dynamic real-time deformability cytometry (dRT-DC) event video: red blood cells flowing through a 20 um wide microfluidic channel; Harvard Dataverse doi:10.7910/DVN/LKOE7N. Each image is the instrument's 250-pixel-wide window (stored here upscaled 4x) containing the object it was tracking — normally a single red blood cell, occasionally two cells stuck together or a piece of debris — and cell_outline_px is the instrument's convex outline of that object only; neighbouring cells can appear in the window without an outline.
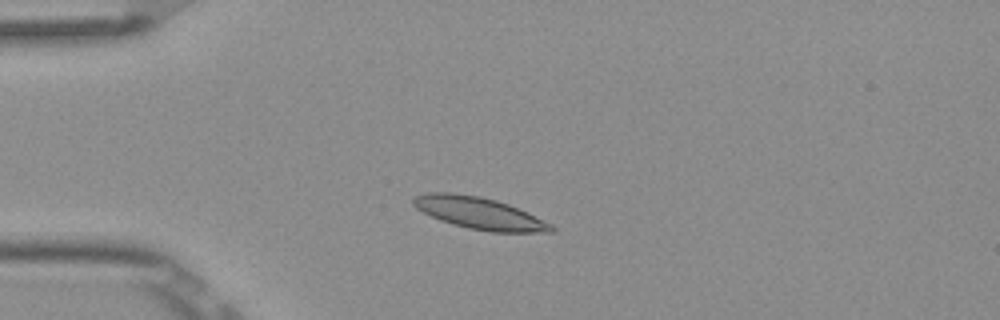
{"species": "Egyptian fruit bat (a non-hibernating species)", "species_latin": "Rousettus aegyptiacus", "temperature_condition": "room temperature", "stored_images_in_passage": 4, "camera_frame_rate_fps": 3000, "um_per_image_px": 0.085, "frame": {"image": 1, "passage_image": 3, "time_ms": 0.667, "image_size_px": [1000, 320], "cell_outline_px": [[556, 228], [552, 232], [492, 232], [468, 228], [452, 224], [440, 220], [416, 208], [412, 204], [412, 200], [416, 196], [428, 192], [452, 192], [480, 196], [496, 200], [508, 204], [528, 212], [552, 224]], "centroid_in_image_um": [40.76, 18.11], "position_along_channel_um": 44.2, "area_um2": 25.66}}